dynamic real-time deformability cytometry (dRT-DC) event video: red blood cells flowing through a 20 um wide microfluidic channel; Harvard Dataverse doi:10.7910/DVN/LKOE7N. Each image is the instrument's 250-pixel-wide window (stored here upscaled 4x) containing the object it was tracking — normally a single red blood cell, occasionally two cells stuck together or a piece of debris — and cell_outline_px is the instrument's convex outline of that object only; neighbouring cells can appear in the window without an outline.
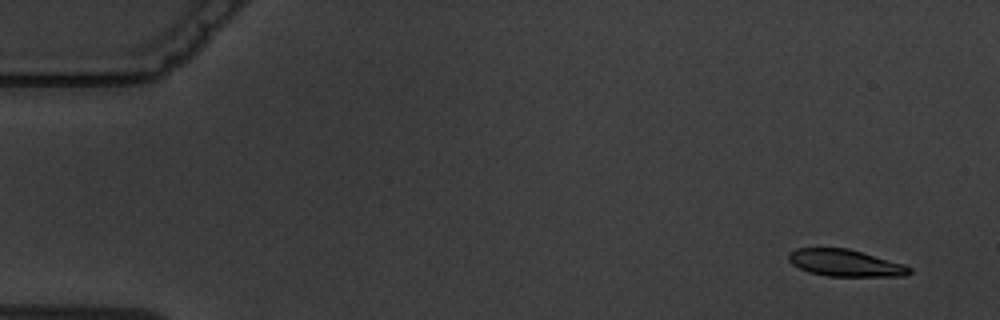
{"species": "common noctule bat (a hibernating species)", "species_latin": "Nyctalus noctula", "temperature_condition": "warm", "stored_images_in_passage": 10, "camera_frame_rate_fps": 3000, "um_per_image_px": 0.085, "animal": {"sex": "male", "body_mass_g": 19.5, "forearm_length_mm": 54.6}, "frame": {"image": 1, "passage_image": 1, "time_ms": 0.0, "image_size_px": [1000, 320], "cell_outline_px": [[912, 272], [904, 276], [828, 276], [808, 272], [792, 264], [788, 260], [788, 252], [796, 248], [848, 248], [904, 264], [912, 268]], "centroid_in_image_um": [71.83, 22.35], "position_along_channel_um": 13.2, "area_um2": 18.96}}
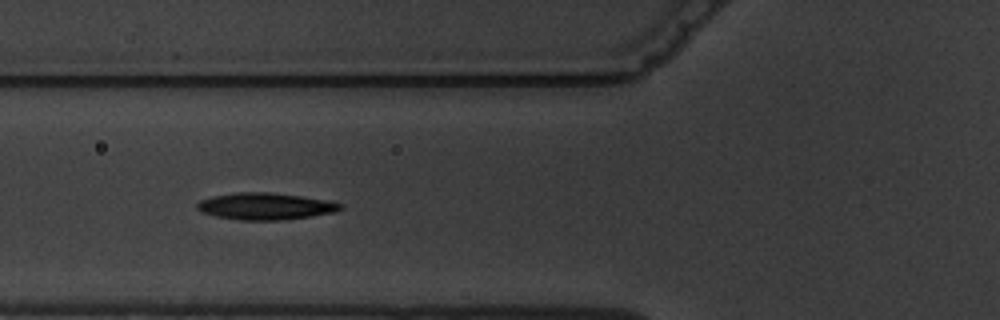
{"frame": {"image": 2, "passage_image": 6, "time_ms": 6.0, "image_size_px": [1000, 320], "cell_outline_px": [[344, 208], [336, 212], [312, 216], [284, 220], [240, 220], [216, 216], [200, 212], [196, 208], [196, 204], [200, 200], [212, 196], [236, 192], [268, 192], [300, 196], [324, 200], [344, 204]], "centroid_in_image_um": [22.55, 17.53], "position_along_channel_um": 103.3, "area_um2": 22.48}}
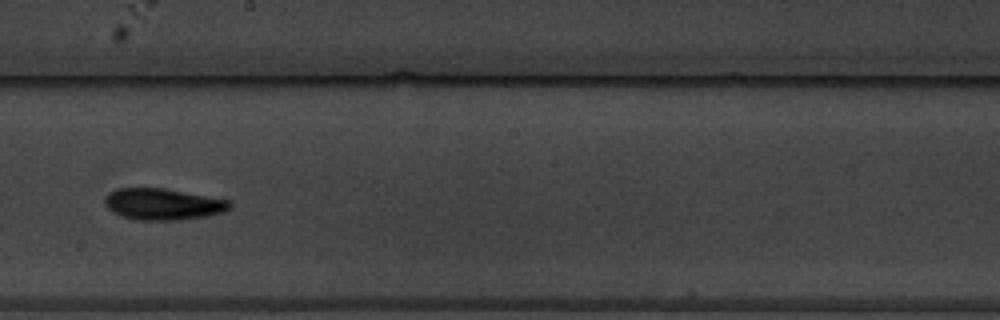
{"frame": {"image": 3, "passage_image": 9, "time_ms": 9.667, "image_size_px": [1000, 320], "cell_outline_px": [[232, 204], [224, 212], [208, 216], [180, 220], [132, 220], [120, 216], [112, 212], [104, 204], [104, 196], [108, 192], [116, 188], [164, 188], [228, 200]], "centroid_in_image_um": [13.78, 17.36], "position_along_channel_um": 234.4, "area_um2": 23.12}}